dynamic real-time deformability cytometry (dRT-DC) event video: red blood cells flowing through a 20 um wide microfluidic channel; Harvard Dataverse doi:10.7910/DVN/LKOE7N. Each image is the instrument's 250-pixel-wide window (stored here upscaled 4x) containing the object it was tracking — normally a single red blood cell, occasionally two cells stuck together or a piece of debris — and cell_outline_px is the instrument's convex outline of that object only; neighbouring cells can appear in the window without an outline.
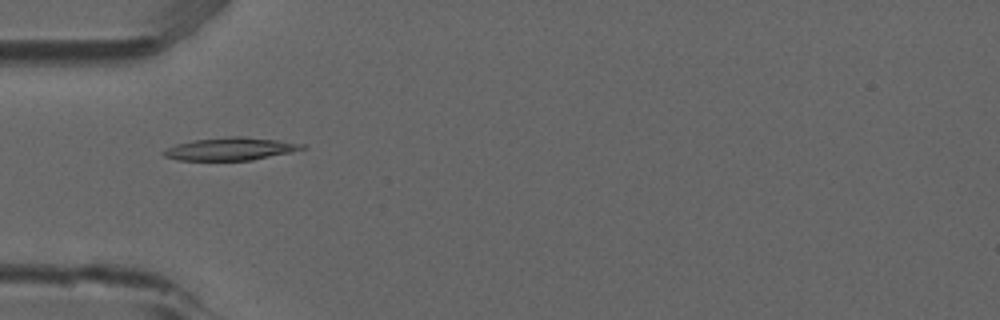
{"species": "common noctule bat (a hibernating species)", "species_latin": "Nyctalus noctula", "temperature_condition": "room temperature", "stored_images_in_passage": 8, "camera_frame_rate_fps": 3000, "um_per_image_px": 0.085, "animal": {"sex": "male", "forearm_length_mm": 52.5}, "frame": {"image": 1, "passage_image": 5, "time_ms": 1.333, "image_size_px": [1000, 320], "cell_outline_px": [[308, 148], [292, 152], [252, 160], [176, 160], [164, 156], [160, 152], [176, 144], [196, 140], [228, 136], [240, 136], [280, 140], [304, 144]], "centroid_in_image_um": [19.62, 12.65], "position_along_channel_um": 65.4, "area_um2": 18.38}}
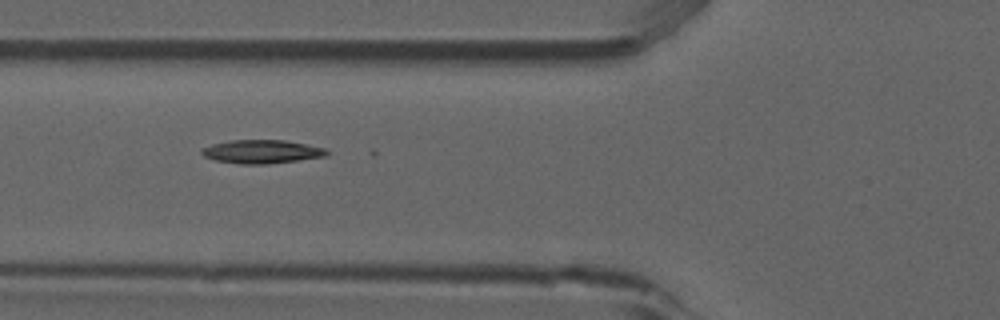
{"frame": {"image": 2, "passage_image": 6, "time_ms": 1.667, "image_size_px": [1000, 320], "cell_outline_px": [[328, 152], [324, 156], [268, 164], [240, 164], [216, 160], [204, 156], [200, 152], [200, 148], [212, 144], [232, 140], [284, 140], [328, 148]], "centroid_in_image_um": [22.22, 12.88], "position_along_channel_um": 103.6, "area_um2": 17.05}}
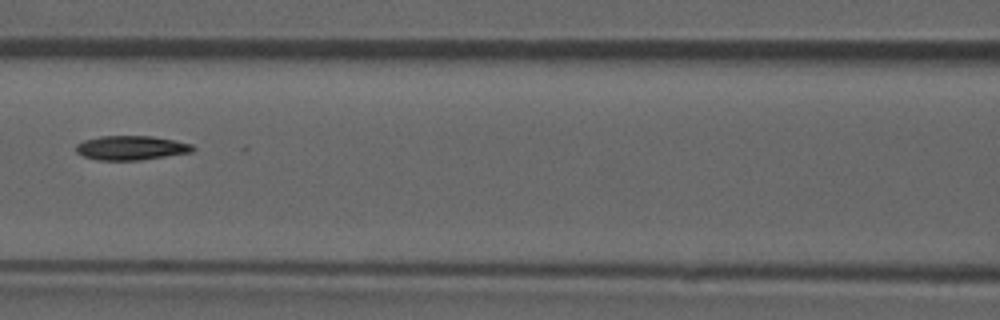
{"frame": {"image": 3, "passage_image": 7, "time_ms": 2.0, "image_size_px": [1000, 320], "cell_outline_px": [[196, 148], [192, 152], [140, 160], [96, 160], [84, 156], [76, 152], [76, 144], [84, 140], [100, 136], [152, 136], [192, 144]], "centroid_in_image_um": [11.13, 12.57], "position_along_channel_um": 155.5, "area_um2": 16.47}}